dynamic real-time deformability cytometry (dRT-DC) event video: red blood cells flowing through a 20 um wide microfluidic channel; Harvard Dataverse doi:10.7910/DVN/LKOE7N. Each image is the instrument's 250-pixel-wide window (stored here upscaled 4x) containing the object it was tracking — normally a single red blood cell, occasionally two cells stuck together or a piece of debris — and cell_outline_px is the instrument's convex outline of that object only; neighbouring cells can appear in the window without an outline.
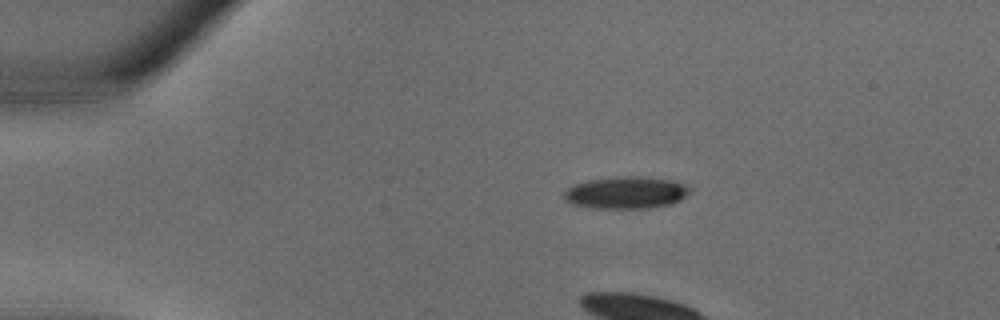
{"species": "common noctule bat (a hibernating species)", "species_latin": "Nyctalus noctula", "temperature_condition": "warm", "stored_images_in_passage": 19, "camera_frame_rate_fps": 3000, "um_per_image_px": 0.085, "animal": {"sex": "male", "body_mass_g": 18.8}, "frame": {"image": 1, "passage_image": 1, "time_ms": 0.0, "image_size_px": [1000, 320], "cell_outline_px": [[692, 192], [680, 200], [668, 204], [640, 208], [596, 208], [572, 204], [564, 200], [564, 192], [572, 184], [588, 180], [624, 176], [644, 176], [672, 180], [684, 184]], "centroid_in_image_um": [53.19, 16.36], "position_along_channel_um": 31.8, "area_um2": 23.41}}
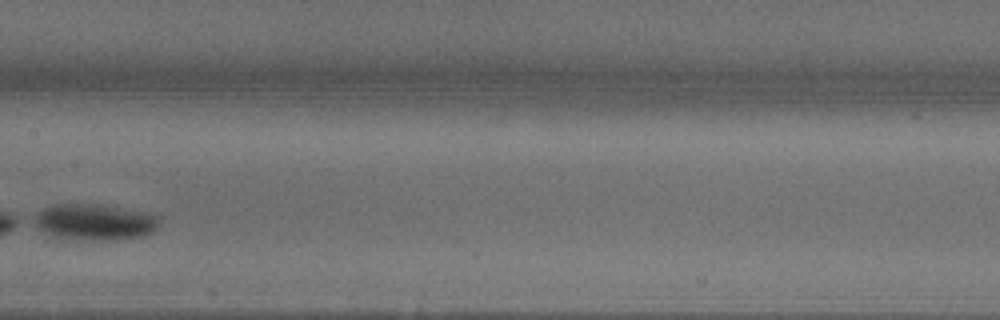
{"frame": {"image": 2, "passage_image": 14, "time_ms": 4.333, "image_size_px": [1000, 320], "cell_outline_px": [[156, 228], [152, 232], [144, 236], [120, 240], [64, 240], [52, 236], [32, 224], [28, 220], [36, 212], [44, 208], [56, 204], [100, 204], [144, 212], [152, 216], [156, 220]], "centroid_in_image_um": [7.89, 18.89], "position_along_channel_um": 199.5, "area_um2": 26.7}}